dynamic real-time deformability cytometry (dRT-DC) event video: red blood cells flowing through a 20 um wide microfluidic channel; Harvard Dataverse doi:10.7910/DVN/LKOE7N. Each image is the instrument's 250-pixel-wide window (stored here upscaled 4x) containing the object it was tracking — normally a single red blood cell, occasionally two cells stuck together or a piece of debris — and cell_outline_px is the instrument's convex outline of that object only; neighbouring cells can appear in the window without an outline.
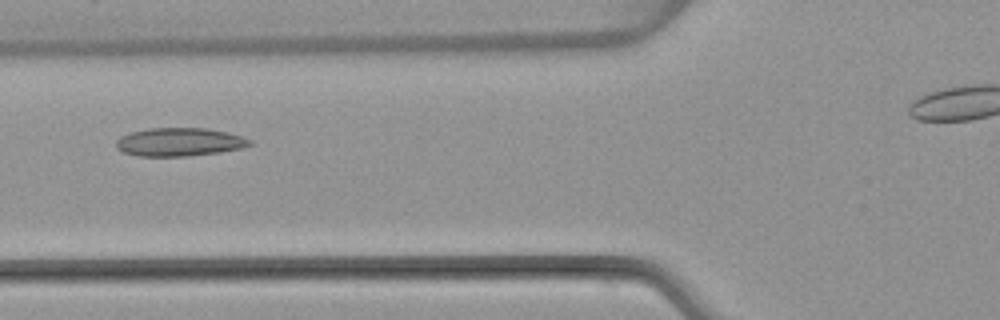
{"species": "common noctule bat (a hibernating species)", "species_latin": "Nyctalus noctula", "temperature_condition": "warm", "stored_images_in_passage": 5, "camera_frame_rate_fps": 3000, "um_per_image_px": 0.085, "animal": {"sex": "female", "body_mass_g": 22.7, "forearm_length_mm": 54.2}, "frame": {"image": 1, "passage_image": 4, "time_ms": 3.667, "image_size_px": [1000, 320], "cell_outline_px": [[252, 144], [240, 148], [220, 152], [188, 156], [136, 156], [124, 152], [116, 148], [116, 140], [120, 136], [132, 132], [148, 128], [208, 128], [228, 132], [252, 140]], "centroid_in_image_um": [15.23, 12.07], "position_along_channel_um": 110.6, "area_um2": 22.08}}
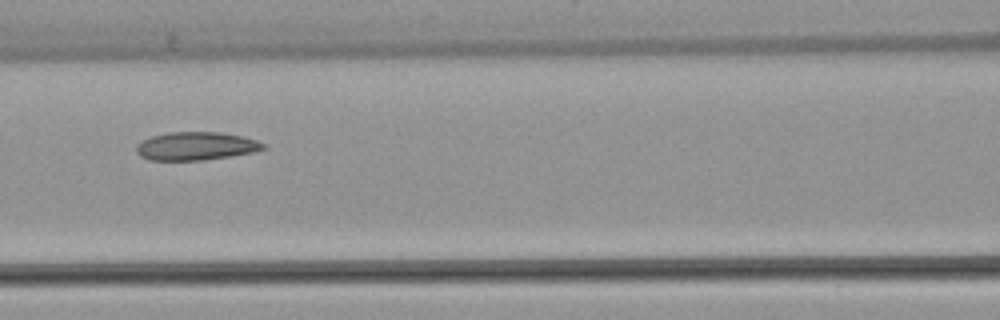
{"frame": {"image": 2, "passage_image": 5, "time_ms": 4.667, "image_size_px": [1000, 320], "cell_outline_px": [[268, 148], [252, 152], [204, 160], [148, 160], [140, 156], [136, 152], [136, 144], [140, 140], [152, 136], [168, 132], [220, 132], [244, 136], [268, 144]], "centroid_in_image_um": [16.65, 12.41], "position_along_channel_um": 149.9, "area_um2": 21.1}}